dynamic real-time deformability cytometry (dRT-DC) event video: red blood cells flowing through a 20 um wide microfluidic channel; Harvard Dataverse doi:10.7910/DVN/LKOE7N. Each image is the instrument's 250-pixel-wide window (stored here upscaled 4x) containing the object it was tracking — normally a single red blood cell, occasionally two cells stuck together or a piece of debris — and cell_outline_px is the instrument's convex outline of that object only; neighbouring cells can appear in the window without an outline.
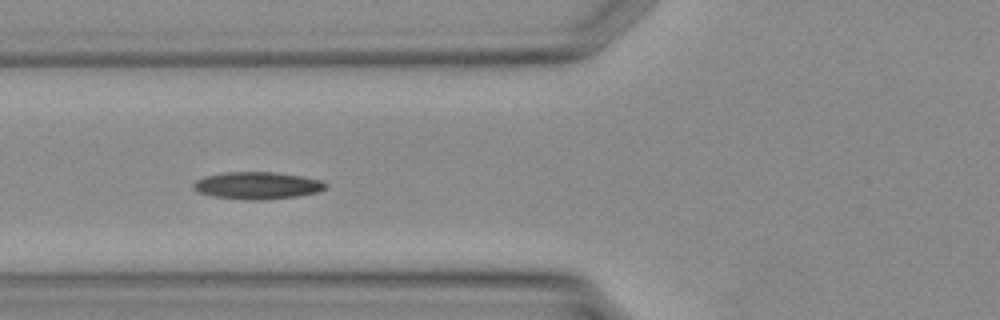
{"species": "Egyptian fruit bat (a non-hibernating species)", "species_latin": "Rousettus aegyptiacus", "temperature_condition": "warm", "stored_images_in_passage": 29, "camera_frame_rate_fps": 3000, "um_per_image_px": 0.085, "animal": {"sex": "female"}, "frame": {"image": 1, "passage_image": 9, "time_ms": 2.667, "image_size_px": [1000, 320], "cell_outline_px": [[328, 188], [316, 192], [300, 196], [264, 200], [240, 200], [212, 196], [200, 192], [192, 188], [192, 184], [196, 180], [204, 176], [224, 172], [276, 172], [324, 180], [328, 184]], "centroid_in_image_um": [21.89, 15.77], "position_along_channel_um": 103.9, "area_um2": 21.33}}